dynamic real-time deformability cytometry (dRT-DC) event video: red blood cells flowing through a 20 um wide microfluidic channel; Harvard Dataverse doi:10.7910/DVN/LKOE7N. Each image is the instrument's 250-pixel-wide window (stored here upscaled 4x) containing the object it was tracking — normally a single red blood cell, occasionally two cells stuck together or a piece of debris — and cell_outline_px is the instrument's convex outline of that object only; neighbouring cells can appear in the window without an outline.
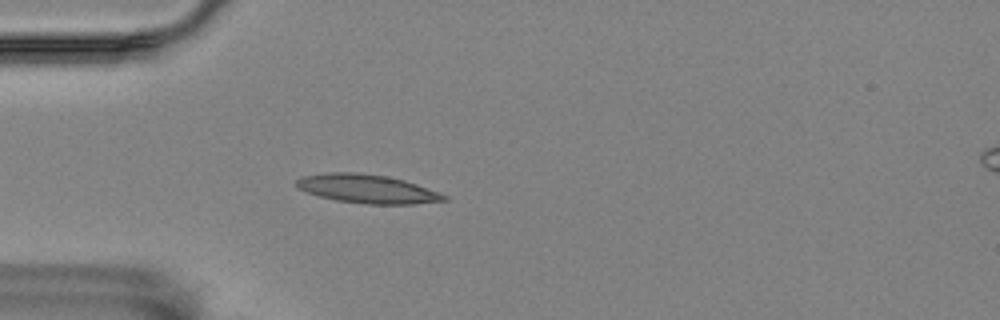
{"species": "Egyptian fruit bat (a non-hibernating species)", "species_latin": "Rousettus aegyptiacus", "temperature_condition": "room temperature", "stored_images_in_passage": 48, "camera_frame_rate_fps": 3000, "um_per_image_px": 0.085, "animal": {"sex": "female"}, "frame": {"image": 1, "passage_image": 7, "time_ms": 2.0, "image_size_px": [1000, 320], "cell_outline_px": [[448, 200], [412, 204], [364, 204], [336, 200], [320, 196], [296, 188], [296, 180], [304, 176], [328, 172], [356, 172], [388, 176], [404, 180], [440, 192], [448, 196]], "centroid_in_image_um": [31.23, 16.05], "position_along_channel_um": 53.8, "area_um2": 24.68}}
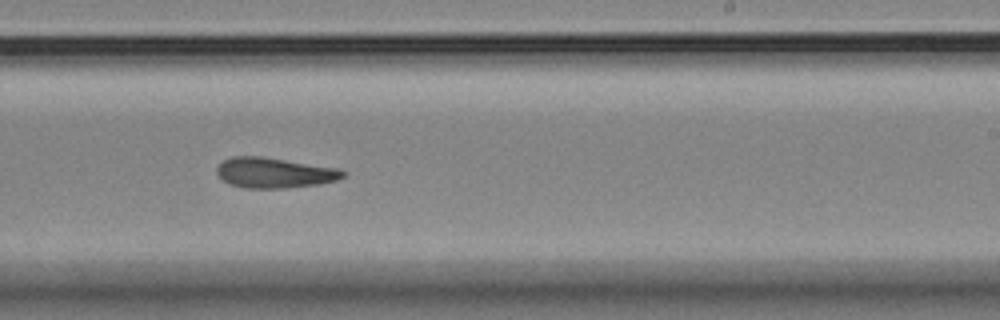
{"frame": {"image": 2, "passage_image": 26, "time_ms": 8.333, "image_size_px": [1000, 320], "cell_outline_px": [[348, 172], [344, 176], [336, 180], [320, 184], [284, 188], [244, 188], [228, 184], [216, 172], [216, 168], [224, 160], [232, 156], [260, 156], [340, 168]], "centroid_in_image_um": [23.34, 14.68], "position_along_channel_um": 265.7, "area_um2": 22.37}}
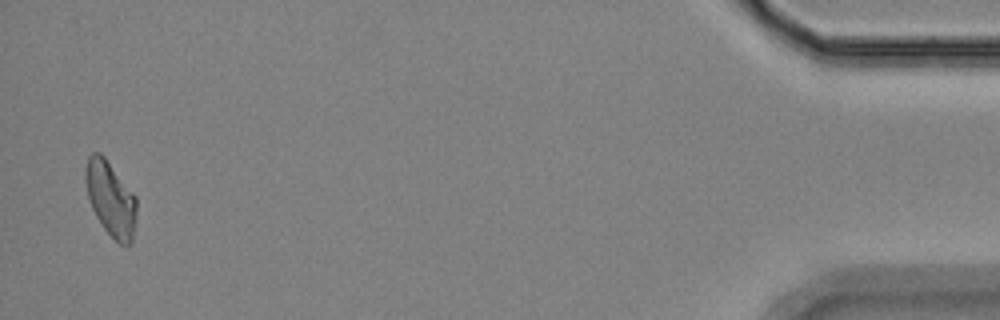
{"frame": {"image": 3, "passage_image": 47, "time_ms": 15.333, "image_size_px": [1000, 320], "cell_outline_px": [[136, 212], [132, 244], [120, 244], [104, 228], [96, 216], [92, 208], [88, 196], [84, 180], [84, 172], [88, 156], [92, 152], [100, 152], [104, 156], [136, 196]], "centroid_in_image_um": [9.39, 16.86], "position_along_channel_um": 425.8, "area_um2": 22.14}, "authors_computed_cell_mechanics": {"area_um2": 22.542, "velocity_mm_per_s": 3.4631, "shape_relaxation_time_tau1_ms": 10.4412, "shape_relaxation_time_tau2_ms": 6.3728, "deformation_change_tau1": 0.2203, "deformation_change_tau2": 0.165}}